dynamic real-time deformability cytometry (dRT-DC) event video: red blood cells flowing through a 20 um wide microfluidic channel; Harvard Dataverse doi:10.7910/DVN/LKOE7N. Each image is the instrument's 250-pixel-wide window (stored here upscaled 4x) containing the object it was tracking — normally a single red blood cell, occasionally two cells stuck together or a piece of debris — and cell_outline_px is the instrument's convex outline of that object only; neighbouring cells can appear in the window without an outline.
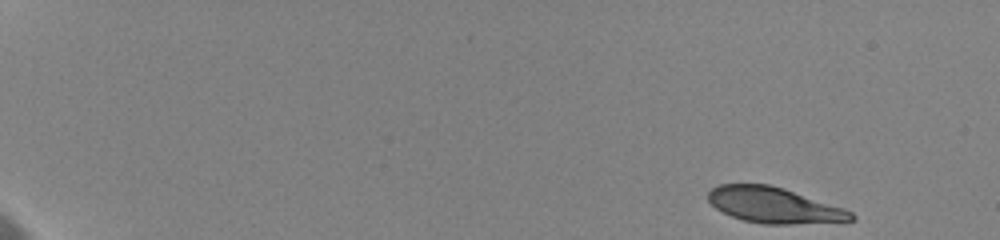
{"species": "human", "species_latin": "Homo sapiens", "temperature_condition": "cold", "stored_images_in_passage": 7, "camera_frame_rate_fps": 3000, "um_per_image_px": 0.085, "donor": {"sex": "female"}, "frame": {"image": 1, "passage_image": 1, "time_ms": 0.0, "image_size_px": [1000, 240], "cell_outline_px": [[856, 220], [792, 224], [760, 224], [744, 220], [732, 216], [716, 208], [708, 200], [708, 192], [712, 188], [720, 184], [768, 184], [784, 188], [844, 208], [852, 212], [856, 216]], "centroid_in_image_um": [65.8, 17.44], "position_along_channel_um": 19.2, "area_um2": 29.59}}
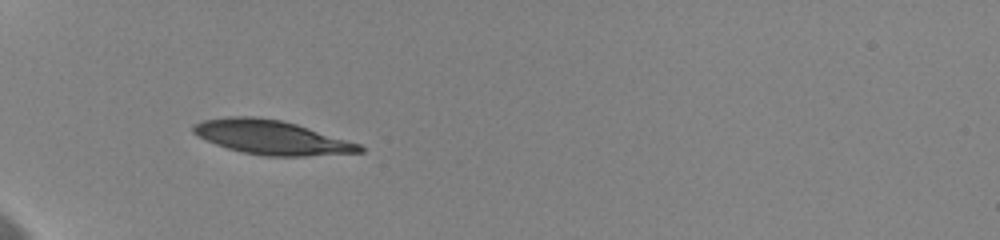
{"frame": {"image": 2, "passage_image": 6, "time_ms": 5.333, "image_size_px": [1000, 240], "cell_outline_px": [[364, 152], [304, 156], [264, 156], [240, 152], [216, 144], [192, 132], [192, 124], [204, 120], [228, 116], [256, 116], [280, 120], [296, 124], [360, 144], [364, 148]], "centroid_in_image_um": [23.07, 11.67], "position_along_channel_um": 61.9, "area_um2": 32.89}}